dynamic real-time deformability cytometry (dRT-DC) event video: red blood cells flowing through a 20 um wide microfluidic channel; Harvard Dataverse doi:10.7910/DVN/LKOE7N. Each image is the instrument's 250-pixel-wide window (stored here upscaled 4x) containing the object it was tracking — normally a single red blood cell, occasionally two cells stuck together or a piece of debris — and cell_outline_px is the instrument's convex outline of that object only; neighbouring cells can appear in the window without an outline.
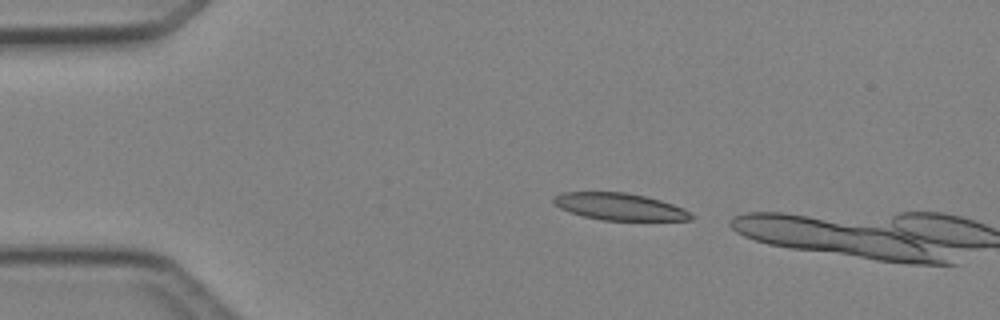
{"species": "Egyptian fruit bat (a non-hibernating species)", "species_latin": "Rousettus aegyptiacus", "temperature_condition": "cold", "stored_images_in_passage": 2, "camera_frame_rate_fps": 3000, "um_per_image_px": 0.085, "animal": {"sex": "female"}, "frame": {"image": 1, "passage_image": 1, "time_ms": 0.0, "image_size_px": [1000, 320], "cell_outline_px": [[692, 220], [600, 220], [568, 212], [560, 208], [552, 200], [552, 196], [560, 192], [624, 192], [648, 196], [684, 208], [692, 216]], "centroid_in_image_um": [52.62, 17.55], "position_along_channel_um": 32.4, "area_um2": 21.68}}